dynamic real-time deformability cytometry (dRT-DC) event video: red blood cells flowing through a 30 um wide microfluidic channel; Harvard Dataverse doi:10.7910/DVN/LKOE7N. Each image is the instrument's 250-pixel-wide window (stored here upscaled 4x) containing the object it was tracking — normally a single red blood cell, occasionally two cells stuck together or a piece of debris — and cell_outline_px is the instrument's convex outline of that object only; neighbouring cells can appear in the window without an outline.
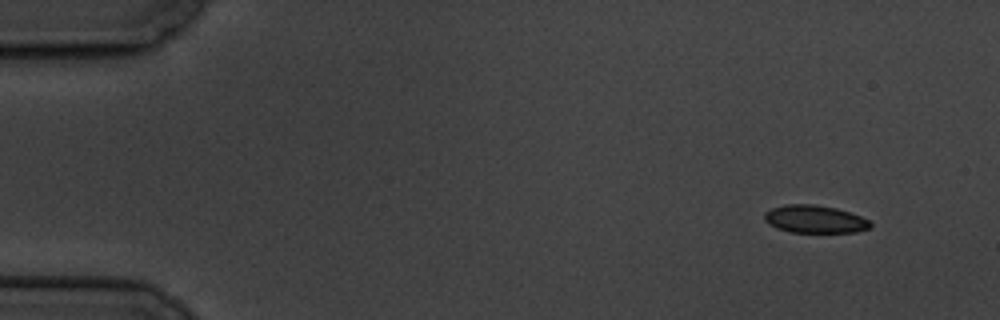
{"species": "common noctule bat (a hibernating species)", "species_latin": "Nyctalus noctula", "temperature_condition": "cold", "stored_images_in_passage": 6, "camera_frame_rate_fps": 3000, "um_per_image_px": 0.085, "animal": {"sex": "male", "body_mass_g": 19.5, "forearm_length_mm": 54.6}, "frame": {"image": 1, "passage_image": 1, "time_ms": 0.0, "image_size_px": [1000, 320], "cell_outline_px": [[872, 228], [856, 232], [792, 232], [776, 228], [768, 224], [764, 220], [764, 212], [772, 208], [784, 204], [812, 204], [836, 208], [860, 216], [868, 220], [872, 224]], "centroid_in_image_um": [69.24, 18.63], "position_along_channel_um": 15.8, "area_um2": 17.17}}
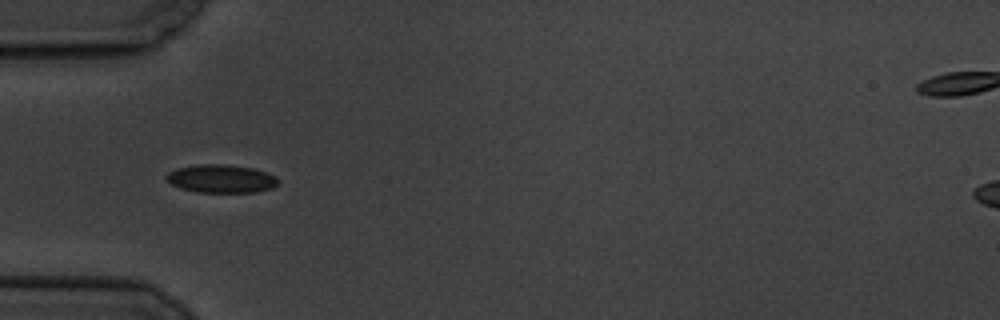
{"frame": {"image": 2, "passage_image": 5, "time_ms": 4.667, "image_size_px": [1000, 320], "cell_outline_px": [[280, 180], [272, 188], [256, 192], [196, 192], [180, 188], [172, 184], [164, 176], [168, 172], [176, 168], [196, 164], [228, 164], [252, 168], [276, 176]], "centroid_in_image_um": [18.78, 15.18], "position_along_channel_um": 66.2, "area_um2": 18.44}}
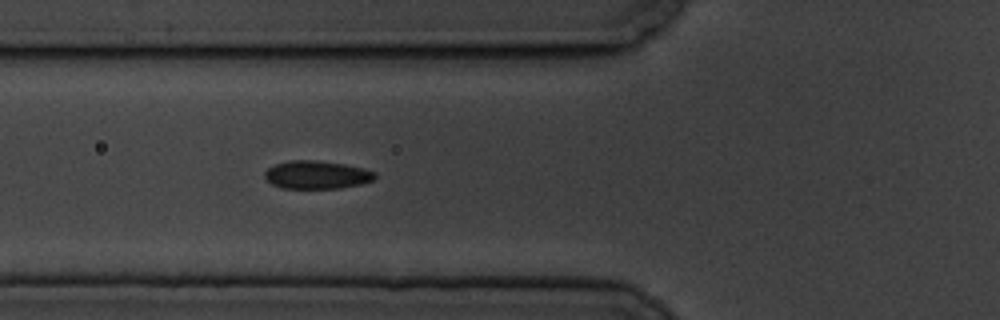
{"frame": {"image": 3, "passage_image": 6, "time_ms": 5.667, "image_size_px": [1000, 320], "cell_outline_px": [[376, 176], [372, 180], [360, 184], [340, 188], [280, 188], [264, 180], [264, 172], [268, 168], [276, 164], [288, 160], [316, 160], [344, 164], [364, 168], [376, 172]], "centroid_in_image_um": [26.89, 14.85], "position_along_channel_um": 98.9, "area_um2": 18.15}}